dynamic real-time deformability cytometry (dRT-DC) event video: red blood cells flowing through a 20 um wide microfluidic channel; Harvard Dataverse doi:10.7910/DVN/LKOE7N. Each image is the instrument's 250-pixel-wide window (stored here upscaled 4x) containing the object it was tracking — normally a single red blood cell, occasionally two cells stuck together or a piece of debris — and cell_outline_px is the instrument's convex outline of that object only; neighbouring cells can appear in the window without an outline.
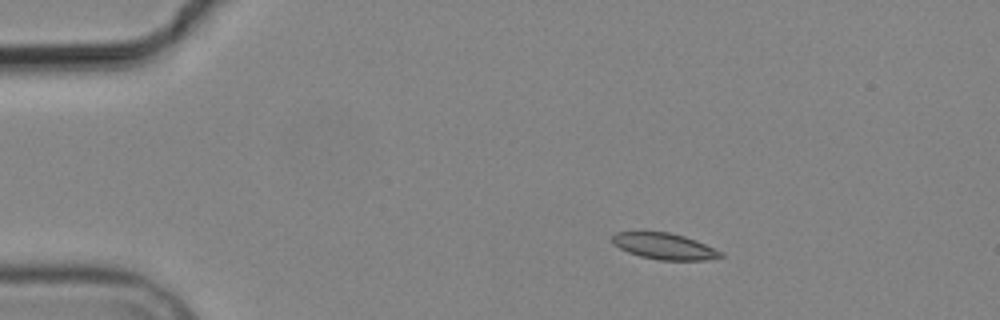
{"species": "common noctule bat (a hibernating species)", "species_latin": "Nyctalus noctula", "temperature_condition": "cold", "stored_images_in_passage": 5, "camera_frame_rate_fps": 3000, "um_per_image_px": 0.085, "animal": {"sex": "male", "body_mass_g": 19.2, "forearm_length_mm": 51.8}, "frame": {"image": 1, "passage_image": 2, "time_ms": 2.333, "image_size_px": [1000, 320], "cell_outline_px": [[724, 256], [704, 260], [660, 260], [640, 256], [628, 252], [620, 248], [612, 240], [612, 236], [616, 232], [668, 232], [684, 236], [696, 240], [724, 252]], "centroid_in_image_um": [56.51, 20.93], "position_along_channel_um": 28.5, "area_um2": 16.42}}